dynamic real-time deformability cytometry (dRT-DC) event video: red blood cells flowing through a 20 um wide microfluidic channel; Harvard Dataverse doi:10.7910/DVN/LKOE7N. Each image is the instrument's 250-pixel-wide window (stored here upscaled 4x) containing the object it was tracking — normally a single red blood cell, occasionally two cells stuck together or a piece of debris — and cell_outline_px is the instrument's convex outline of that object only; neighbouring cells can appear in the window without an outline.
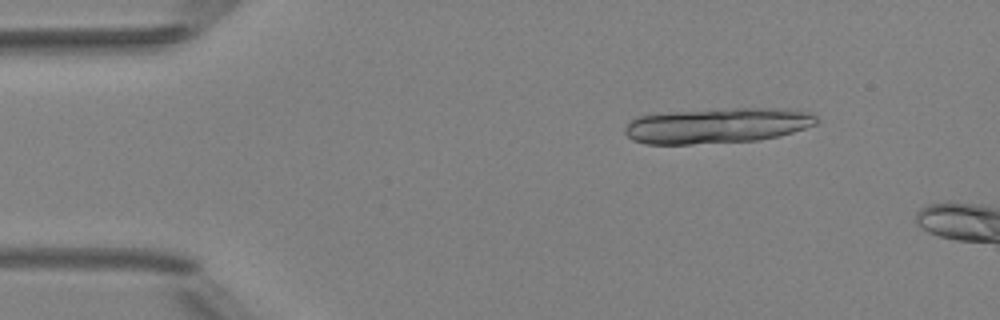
{"species": "Egyptian fruit bat (a non-hibernating species)", "species_latin": "Rousettus aegyptiacus", "temperature_condition": "room temperature", "stored_images_in_passage": 3, "camera_frame_rate_fps": 3000, "um_per_image_px": 0.085, "animal": {"sex": "female"}, "frame": {"image": 1, "passage_image": 2, "time_ms": 1.0, "image_size_px": [1000, 320], "cell_outline_px": [[820, 120], [816, 124], [780, 136], [760, 140], [692, 144], [648, 144], [632, 140], [624, 132], [624, 128], [636, 116], [668, 112], [736, 108], [784, 108], [812, 112]], "centroid_in_image_um": [61.0, 10.67], "position_along_channel_um": 24.0, "area_um2": 39.71}}